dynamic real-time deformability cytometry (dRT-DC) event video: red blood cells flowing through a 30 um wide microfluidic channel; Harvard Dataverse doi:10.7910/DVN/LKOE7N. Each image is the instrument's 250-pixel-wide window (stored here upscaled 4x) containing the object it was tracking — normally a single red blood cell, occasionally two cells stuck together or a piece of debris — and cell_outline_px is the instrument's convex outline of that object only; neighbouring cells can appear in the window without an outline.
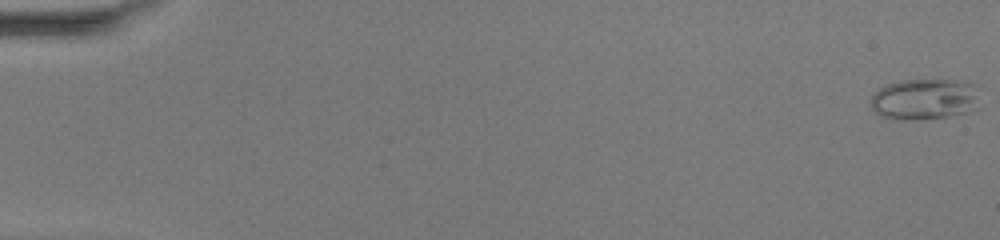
{"species": "common noctule bat (a hibernating species)", "species_latin": "Nyctalus noctula", "temperature_condition": "warm", "stored_images_in_passage": 51, "camera_frame_rate_fps": 3000, "um_per_image_px": 0.085, "animal": {"sex": "female", "body_mass_g": 20.0, "forearm_length_mm": 54.0}, "frame": {"image": 1, "passage_image": 1, "time_ms": 0.0, "image_size_px": [1000, 240], "cell_outline_px": [[984, 88], [976, 108], [964, 112], [948, 116], [912, 120], [900, 120], [880, 116], [868, 104], [872, 96], [880, 88], [888, 84], [900, 80], [960, 80]], "centroid_in_image_um": [78.63, 8.42], "position_along_channel_um": 6.4, "area_um2": 26.53}}
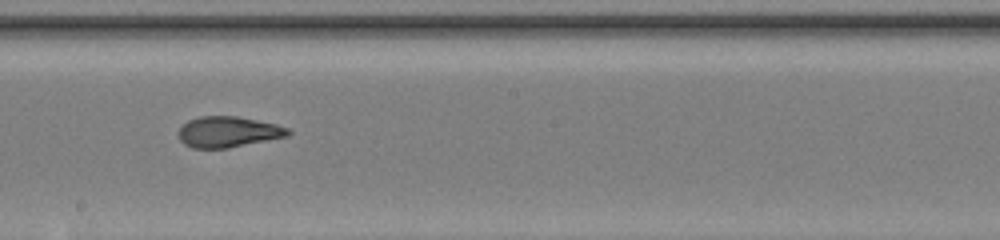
{"frame": {"image": 2, "passage_image": 30, "time_ms": 9.667, "image_size_px": [1000, 240], "cell_outline_px": [[292, 132], [288, 136], [228, 148], [192, 148], [184, 144], [180, 140], [180, 128], [188, 120], [200, 116], [236, 116], [276, 124], [288, 128]], "centroid_in_image_um": [19.4, 11.21], "position_along_channel_um": 228.8, "area_um2": 19.54}}
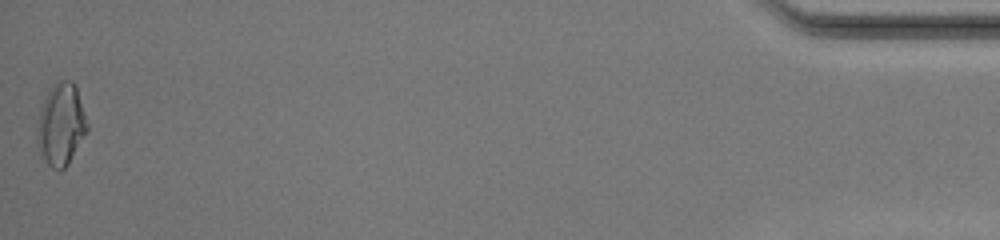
{"frame": {"image": 3, "passage_image": 51, "time_ms": 16.667, "image_size_px": [1000, 240], "cell_outline_px": [[88, 128], [68, 164], [64, 168], [52, 168], [48, 164], [36, 140], [36, 136], [40, 112], [44, 100], [48, 92], [56, 80], [72, 80], [76, 84], [88, 124]], "centroid_in_image_um": [5.21, 10.52], "position_along_channel_um": 430.0, "area_um2": 23.41}, "authors_computed_cell_mechanics": {"area_um2": 21.0392, "velocity_mm_per_s": 4.1504, "shape_relaxation_time_tau1_ms": null, "shape_relaxation_time_tau2_ms": 1.1672, "deformation_change_tau1": null, "deformation_change_tau2": 0.0801}}